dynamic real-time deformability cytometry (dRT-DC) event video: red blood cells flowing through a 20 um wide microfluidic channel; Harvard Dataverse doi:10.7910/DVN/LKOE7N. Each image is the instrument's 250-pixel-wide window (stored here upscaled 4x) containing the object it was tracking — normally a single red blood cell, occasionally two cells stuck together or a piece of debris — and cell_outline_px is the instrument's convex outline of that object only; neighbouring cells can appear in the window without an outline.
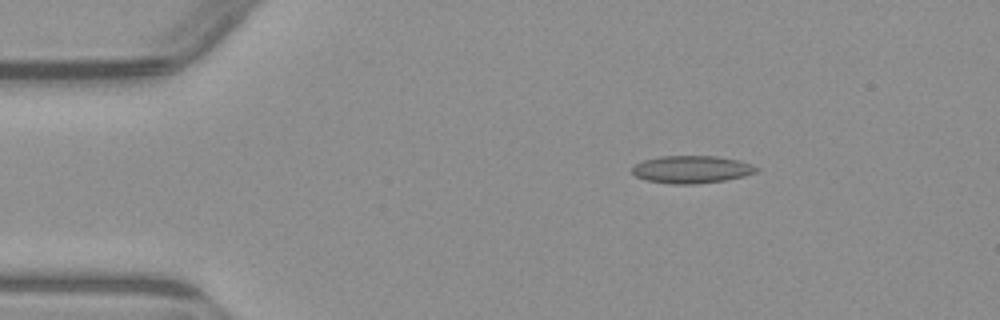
{"species": "common noctule bat (a hibernating species)", "species_latin": "Nyctalus noctula", "temperature_condition": "warm", "stored_images_in_passage": 2, "camera_frame_rate_fps": 3000, "um_per_image_px": 0.085, "animal": {"sex": "male", "body_mass_g": 23.1, "forearm_length_mm": 52.7}, "frame": {"image": 1, "passage_image": 2, "time_ms": 2.0, "image_size_px": [1000, 320], "cell_outline_px": [[760, 168], [756, 172], [744, 176], [724, 180], [696, 184], [668, 184], [648, 180], [636, 176], [632, 172], [632, 168], [636, 164], [644, 160], [660, 156], [716, 156], [736, 160], [752, 164]], "centroid_in_image_um": [58.79, 14.4], "position_along_channel_um": 26.2, "area_um2": 19.83}}